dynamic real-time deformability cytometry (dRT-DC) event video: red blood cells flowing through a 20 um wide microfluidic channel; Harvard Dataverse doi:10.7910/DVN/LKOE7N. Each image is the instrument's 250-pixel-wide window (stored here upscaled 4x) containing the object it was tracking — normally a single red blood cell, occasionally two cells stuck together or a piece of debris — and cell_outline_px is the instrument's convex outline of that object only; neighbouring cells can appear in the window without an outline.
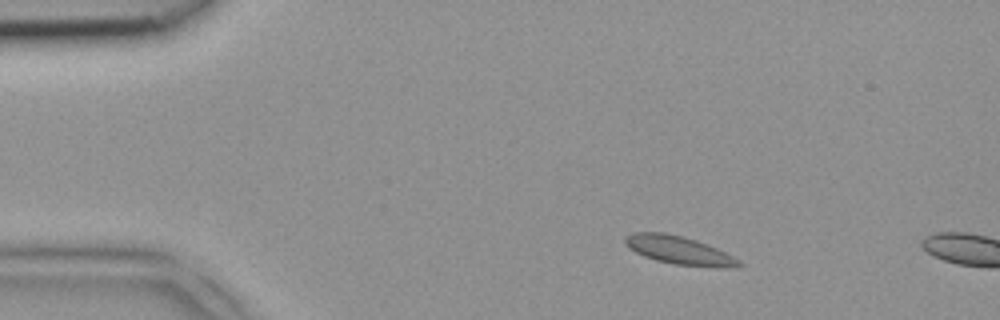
{"species": "common noctule bat (a hibernating species)", "species_latin": "Nyctalus noctula", "temperature_condition": "room temperature", "stored_images_in_passage": 2, "camera_frame_rate_fps": 3000, "um_per_image_px": 0.085, "animal": {"sex": "female", "body_mass_g": 18.4}, "frame": {"image": 1, "passage_image": 1, "time_ms": 0.0, "image_size_px": [1000, 320], "cell_outline_px": [[744, 264], [736, 268], [724, 268], [676, 264], [656, 260], [644, 256], [628, 248], [624, 244], [624, 236], [632, 232], [664, 232], [684, 236], [696, 240], [716, 248], [740, 260]], "centroid_in_image_um": [57.71, 21.26], "position_along_channel_um": 27.3, "area_um2": 18.84}}